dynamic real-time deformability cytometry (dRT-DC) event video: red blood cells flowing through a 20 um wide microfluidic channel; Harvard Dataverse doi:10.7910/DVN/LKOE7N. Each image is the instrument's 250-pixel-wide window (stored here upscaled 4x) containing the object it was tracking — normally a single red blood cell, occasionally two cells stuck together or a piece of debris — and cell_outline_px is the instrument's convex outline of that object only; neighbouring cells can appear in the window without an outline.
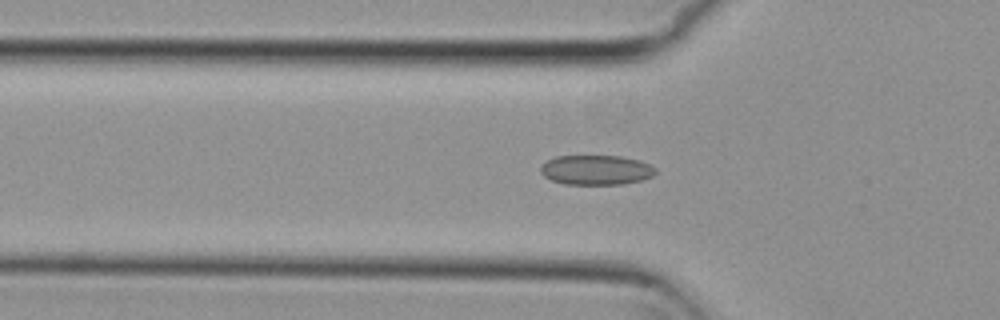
{"species": "common noctule bat (a hibernating species)", "species_latin": "Nyctalus noctula", "temperature_condition": "cold", "stored_images_in_passage": 47, "camera_frame_rate_fps": 3000, "um_per_image_px": 0.085, "animal": {"sex": "female", "body_mass_g": 29.2, "forearm_length_mm": 56.3}, "frame": {"image": 1, "passage_image": 17, "time_ms": 5.333, "image_size_px": [1000, 320], "cell_outline_px": [[656, 172], [652, 176], [640, 180], [624, 184], [564, 184], [552, 180], [544, 176], [540, 172], [540, 168], [548, 160], [556, 156], [620, 156], [640, 160], [656, 168]], "centroid_in_image_um": [50.68, 14.44], "position_along_channel_um": 75.1, "area_um2": 19.83}}
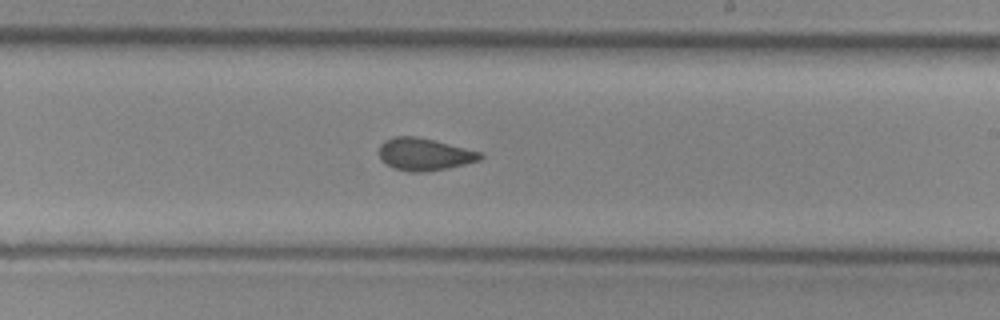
{"frame": {"image": 2, "passage_image": 31, "time_ms": 10.0, "image_size_px": [1000, 320], "cell_outline_px": [[484, 156], [480, 160], [448, 168], [424, 172], [408, 172], [392, 168], [380, 160], [376, 152], [380, 144], [384, 140], [396, 136], [416, 136], [480, 152]], "centroid_in_image_um": [35.98, 13.12], "position_along_channel_um": 253.0, "area_um2": 19.19}}
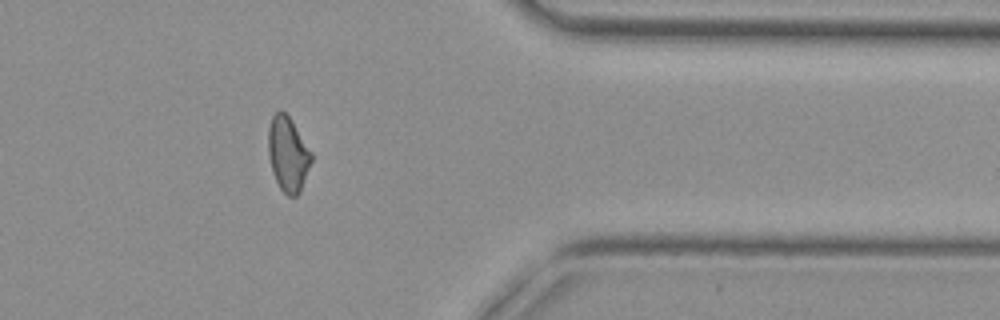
{"frame": {"image": 3, "passage_image": 43, "time_ms": 14.0, "image_size_px": [1000, 320], "cell_outline_px": [[312, 160], [300, 192], [296, 196], [288, 196], [280, 188], [272, 172], [268, 156], [268, 128], [272, 116], [280, 108], [288, 116], [312, 152]], "centroid_in_image_um": [24.46, 13.1], "position_along_channel_um": 386.9, "area_um2": 18.73}, "authors_computed_cell_mechanics": {"area_um2": 19.4208, "velocity_mm_per_s": 3.799, "shape_relaxation_time_tau1_ms": null, "shape_relaxation_time_tau2_ms": 1.454, "deformation_change_tau1": null, "deformation_change_tau2": 0.0757}}